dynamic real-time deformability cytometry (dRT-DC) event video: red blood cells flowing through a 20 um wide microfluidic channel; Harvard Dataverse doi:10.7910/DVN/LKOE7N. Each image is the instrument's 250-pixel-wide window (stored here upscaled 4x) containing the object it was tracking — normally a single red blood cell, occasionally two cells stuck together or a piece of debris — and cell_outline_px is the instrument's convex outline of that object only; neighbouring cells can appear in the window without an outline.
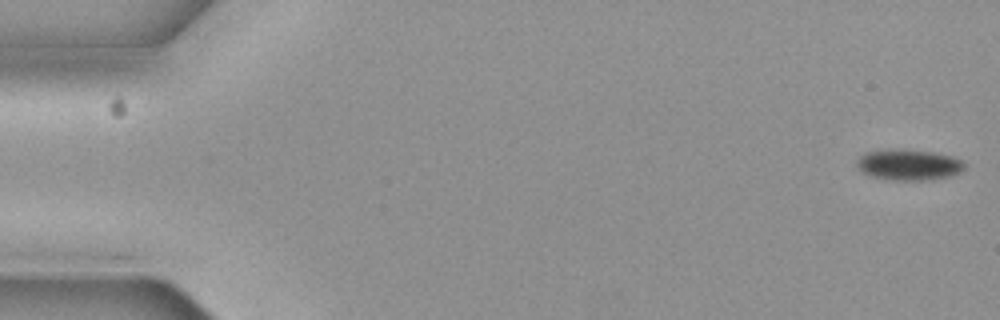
{"species": "common noctule bat (a hibernating species)", "species_latin": "Nyctalus noctula", "temperature_condition": "cold", "stored_images_in_passage": 2, "camera_frame_rate_fps": 3000, "um_per_image_px": 0.085, "animal": {"sex": "female", "body_mass_g": 19.3, "forearm_length_mm": 54.1}, "frame": {"image": 1, "passage_image": 1, "time_ms": 0.0, "image_size_px": [1000, 320], "cell_outline_px": [[968, 164], [960, 172], [948, 176], [924, 180], [892, 180], [872, 176], [864, 172], [856, 164], [856, 160], [864, 152], [880, 148], [908, 148], [936, 152], [952, 156]], "centroid_in_image_um": [77.22, 13.95], "position_along_channel_um": 7.8, "area_um2": 19.83}}